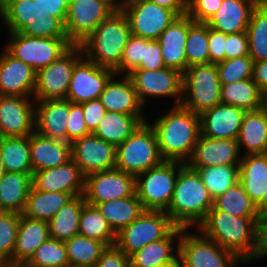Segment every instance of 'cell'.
Here are the masks:
<instances>
[{
    "mask_svg": "<svg viewBox=\"0 0 267 267\" xmlns=\"http://www.w3.org/2000/svg\"><path fill=\"white\" fill-rule=\"evenodd\" d=\"M259 222L267 221V191L261 202L256 206Z\"/></svg>",
    "mask_w": 267,
    "mask_h": 267,
    "instance_id": "obj_61",
    "label": "cell"
},
{
    "mask_svg": "<svg viewBox=\"0 0 267 267\" xmlns=\"http://www.w3.org/2000/svg\"><path fill=\"white\" fill-rule=\"evenodd\" d=\"M85 177L71 158L60 166L36 171L32 174V186L44 192H64L74 197L83 195Z\"/></svg>",
    "mask_w": 267,
    "mask_h": 267,
    "instance_id": "obj_21",
    "label": "cell"
},
{
    "mask_svg": "<svg viewBox=\"0 0 267 267\" xmlns=\"http://www.w3.org/2000/svg\"><path fill=\"white\" fill-rule=\"evenodd\" d=\"M182 229V227L176 226L165 238L151 242L133 253L129 257L130 267L174 264L178 260L179 238Z\"/></svg>",
    "mask_w": 267,
    "mask_h": 267,
    "instance_id": "obj_28",
    "label": "cell"
},
{
    "mask_svg": "<svg viewBox=\"0 0 267 267\" xmlns=\"http://www.w3.org/2000/svg\"><path fill=\"white\" fill-rule=\"evenodd\" d=\"M226 41V33L208 27L210 63H218L225 60Z\"/></svg>",
    "mask_w": 267,
    "mask_h": 267,
    "instance_id": "obj_54",
    "label": "cell"
},
{
    "mask_svg": "<svg viewBox=\"0 0 267 267\" xmlns=\"http://www.w3.org/2000/svg\"><path fill=\"white\" fill-rule=\"evenodd\" d=\"M255 7L253 0H223L221 7L206 24L227 35L246 32Z\"/></svg>",
    "mask_w": 267,
    "mask_h": 267,
    "instance_id": "obj_30",
    "label": "cell"
},
{
    "mask_svg": "<svg viewBox=\"0 0 267 267\" xmlns=\"http://www.w3.org/2000/svg\"><path fill=\"white\" fill-rule=\"evenodd\" d=\"M185 46L187 68L193 65L209 64L208 25L203 22H194L189 17Z\"/></svg>",
    "mask_w": 267,
    "mask_h": 267,
    "instance_id": "obj_45",
    "label": "cell"
},
{
    "mask_svg": "<svg viewBox=\"0 0 267 267\" xmlns=\"http://www.w3.org/2000/svg\"><path fill=\"white\" fill-rule=\"evenodd\" d=\"M175 227L165 211L145 210L116 233L115 245L130 257L147 244L165 238Z\"/></svg>",
    "mask_w": 267,
    "mask_h": 267,
    "instance_id": "obj_11",
    "label": "cell"
},
{
    "mask_svg": "<svg viewBox=\"0 0 267 267\" xmlns=\"http://www.w3.org/2000/svg\"><path fill=\"white\" fill-rule=\"evenodd\" d=\"M28 267H56L51 265H27Z\"/></svg>",
    "mask_w": 267,
    "mask_h": 267,
    "instance_id": "obj_68",
    "label": "cell"
},
{
    "mask_svg": "<svg viewBox=\"0 0 267 267\" xmlns=\"http://www.w3.org/2000/svg\"><path fill=\"white\" fill-rule=\"evenodd\" d=\"M127 76L145 107L151 104L150 100H160V98H163L162 101L171 99V106L180 105L182 100L180 71L169 67L158 70L134 69Z\"/></svg>",
    "mask_w": 267,
    "mask_h": 267,
    "instance_id": "obj_12",
    "label": "cell"
},
{
    "mask_svg": "<svg viewBox=\"0 0 267 267\" xmlns=\"http://www.w3.org/2000/svg\"><path fill=\"white\" fill-rule=\"evenodd\" d=\"M35 131L33 97L0 96V136L24 137Z\"/></svg>",
    "mask_w": 267,
    "mask_h": 267,
    "instance_id": "obj_19",
    "label": "cell"
},
{
    "mask_svg": "<svg viewBox=\"0 0 267 267\" xmlns=\"http://www.w3.org/2000/svg\"><path fill=\"white\" fill-rule=\"evenodd\" d=\"M144 46H147V39L131 35L124 47L121 63L114 70L115 74L128 75L136 69L143 59Z\"/></svg>",
    "mask_w": 267,
    "mask_h": 267,
    "instance_id": "obj_49",
    "label": "cell"
},
{
    "mask_svg": "<svg viewBox=\"0 0 267 267\" xmlns=\"http://www.w3.org/2000/svg\"><path fill=\"white\" fill-rule=\"evenodd\" d=\"M241 156L237 140L211 139L200 135L186 164L194 170L197 167L239 165Z\"/></svg>",
    "mask_w": 267,
    "mask_h": 267,
    "instance_id": "obj_23",
    "label": "cell"
},
{
    "mask_svg": "<svg viewBox=\"0 0 267 267\" xmlns=\"http://www.w3.org/2000/svg\"><path fill=\"white\" fill-rule=\"evenodd\" d=\"M148 117H135L123 113L107 111L99 121L94 135L117 147L123 143Z\"/></svg>",
    "mask_w": 267,
    "mask_h": 267,
    "instance_id": "obj_34",
    "label": "cell"
},
{
    "mask_svg": "<svg viewBox=\"0 0 267 267\" xmlns=\"http://www.w3.org/2000/svg\"><path fill=\"white\" fill-rule=\"evenodd\" d=\"M114 74V70L97 66L83 55L74 66L66 99L77 104L99 99Z\"/></svg>",
    "mask_w": 267,
    "mask_h": 267,
    "instance_id": "obj_17",
    "label": "cell"
},
{
    "mask_svg": "<svg viewBox=\"0 0 267 267\" xmlns=\"http://www.w3.org/2000/svg\"><path fill=\"white\" fill-rule=\"evenodd\" d=\"M120 6L121 0H70L64 24L69 42L80 45Z\"/></svg>",
    "mask_w": 267,
    "mask_h": 267,
    "instance_id": "obj_13",
    "label": "cell"
},
{
    "mask_svg": "<svg viewBox=\"0 0 267 267\" xmlns=\"http://www.w3.org/2000/svg\"><path fill=\"white\" fill-rule=\"evenodd\" d=\"M237 141L242 156L267 153V113L263 108L244 114Z\"/></svg>",
    "mask_w": 267,
    "mask_h": 267,
    "instance_id": "obj_31",
    "label": "cell"
},
{
    "mask_svg": "<svg viewBox=\"0 0 267 267\" xmlns=\"http://www.w3.org/2000/svg\"><path fill=\"white\" fill-rule=\"evenodd\" d=\"M249 56L254 62L267 60V7L256 6L246 30Z\"/></svg>",
    "mask_w": 267,
    "mask_h": 267,
    "instance_id": "obj_44",
    "label": "cell"
},
{
    "mask_svg": "<svg viewBox=\"0 0 267 267\" xmlns=\"http://www.w3.org/2000/svg\"><path fill=\"white\" fill-rule=\"evenodd\" d=\"M69 100L35 101V131L43 136L67 142Z\"/></svg>",
    "mask_w": 267,
    "mask_h": 267,
    "instance_id": "obj_25",
    "label": "cell"
},
{
    "mask_svg": "<svg viewBox=\"0 0 267 267\" xmlns=\"http://www.w3.org/2000/svg\"><path fill=\"white\" fill-rule=\"evenodd\" d=\"M188 29L189 16H179L157 39L165 66L181 73L187 69L185 45Z\"/></svg>",
    "mask_w": 267,
    "mask_h": 267,
    "instance_id": "obj_27",
    "label": "cell"
},
{
    "mask_svg": "<svg viewBox=\"0 0 267 267\" xmlns=\"http://www.w3.org/2000/svg\"><path fill=\"white\" fill-rule=\"evenodd\" d=\"M5 173H6V170H5L3 159L1 156V152H0V179L4 176Z\"/></svg>",
    "mask_w": 267,
    "mask_h": 267,
    "instance_id": "obj_62",
    "label": "cell"
},
{
    "mask_svg": "<svg viewBox=\"0 0 267 267\" xmlns=\"http://www.w3.org/2000/svg\"><path fill=\"white\" fill-rule=\"evenodd\" d=\"M197 229L231 251L246 266L253 265L258 252V217L233 216L212 207Z\"/></svg>",
    "mask_w": 267,
    "mask_h": 267,
    "instance_id": "obj_2",
    "label": "cell"
},
{
    "mask_svg": "<svg viewBox=\"0 0 267 267\" xmlns=\"http://www.w3.org/2000/svg\"><path fill=\"white\" fill-rule=\"evenodd\" d=\"M179 171V161L164 160L135 177L136 195L145 210L169 208Z\"/></svg>",
    "mask_w": 267,
    "mask_h": 267,
    "instance_id": "obj_9",
    "label": "cell"
},
{
    "mask_svg": "<svg viewBox=\"0 0 267 267\" xmlns=\"http://www.w3.org/2000/svg\"><path fill=\"white\" fill-rule=\"evenodd\" d=\"M255 6L267 7V0H253Z\"/></svg>",
    "mask_w": 267,
    "mask_h": 267,
    "instance_id": "obj_63",
    "label": "cell"
},
{
    "mask_svg": "<svg viewBox=\"0 0 267 267\" xmlns=\"http://www.w3.org/2000/svg\"><path fill=\"white\" fill-rule=\"evenodd\" d=\"M26 265L69 267V261L64 242L49 238L37 248Z\"/></svg>",
    "mask_w": 267,
    "mask_h": 267,
    "instance_id": "obj_47",
    "label": "cell"
},
{
    "mask_svg": "<svg viewBox=\"0 0 267 267\" xmlns=\"http://www.w3.org/2000/svg\"><path fill=\"white\" fill-rule=\"evenodd\" d=\"M65 123L67 124V142L70 144L91 133L86 126L81 104L69 101V117Z\"/></svg>",
    "mask_w": 267,
    "mask_h": 267,
    "instance_id": "obj_50",
    "label": "cell"
},
{
    "mask_svg": "<svg viewBox=\"0 0 267 267\" xmlns=\"http://www.w3.org/2000/svg\"><path fill=\"white\" fill-rule=\"evenodd\" d=\"M221 103V83L216 63L193 65L182 73L180 105L196 114Z\"/></svg>",
    "mask_w": 267,
    "mask_h": 267,
    "instance_id": "obj_8",
    "label": "cell"
},
{
    "mask_svg": "<svg viewBox=\"0 0 267 267\" xmlns=\"http://www.w3.org/2000/svg\"><path fill=\"white\" fill-rule=\"evenodd\" d=\"M249 55L248 36L246 32L227 35L225 60Z\"/></svg>",
    "mask_w": 267,
    "mask_h": 267,
    "instance_id": "obj_53",
    "label": "cell"
},
{
    "mask_svg": "<svg viewBox=\"0 0 267 267\" xmlns=\"http://www.w3.org/2000/svg\"><path fill=\"white\" fill-rule=\"evenodd\" d=\"M239 182L257 206L267 191V153L241 156Z\"/></svg>",
    "mask_w": 267,
    "mask_h": 267,
    "instance_id": "obj_32",
    "label": "cell"
},
{
    "mask_svg": "<svg viewBox=\"0 0 267 267\" xmlns=\"http://www.w3.org/2000/svg\"><path fill=\"white\" fill-rule=\"evenodd\" d=\"M6 267H28L26 264L8 263Z\"/></svg>",
    "mask_w": 267,
    "mask_h": 267,
    "instance_id": "obj_67",
    "label": "cell"
},
{
    "mask_svg": "<svg viewBox=\"0 0 267 267\" xmlns=\"http://www.w3.org/2000/svg\"><path fill=\"white\" fill-rule=\"evenodd\" d=\"M96 207L115 233L131 224L145 211L136 193L130 197L98 203Z\"/></svg>",
    "mask_w": 267,
    "mask_h": 267,
    "instance_id": "obj_37",
    "label": "cell"
},
{
    "mask_svg": "<svg viewBox=\"0 0 267 267\" xmlns=\"http://www.w3.org/2000/svg\"><path fill=\"white\" fill-rule=\"evenodd\" d=\"M69 267H95L107 246L80 234L64 241Z\"/></svg>",
    "mask_w": 267,
    "mask_h": 267,
    "instance_id": "obj_40",
    "label": "cell"
},
{
    "mask_svg": "<svg viewBox=\"0 0 267 267\" xmlns=\"http://www.w3.org/2000/svg\"><path fill=\"white\" fill-rule=\"evenodd\" d=\"M30 156L32 173L54 168L71 159V144L34 131L30 135Z\"/></svg>",
    "mask_w": 267,
    "mask_h": 267,
    "instance_id": "obj_26",
    "label": "cell"
},
{
    "mask_svg": "<svg viewBox=\"0 0 267 267\" xmlns=\"http://www.w3.org/2000/svg\"><path fill=\"white\" fill-rule=\"evenodd\" d=\"M38 1L48 16L58 18L65 24L70 0H34Z\"/></svg>",
    "mask_w": 267,
    "mask_h": 267,
    "instance_id": "obj_57",
    "label": "cell"
},
{
    "mask_svg": "<svg viewBox=\"0 0 267 267\" xmlns=\"http://www.w3.org/2000/svg\"><path fill=\"white\" fill-rule=\"evenodd\" d=\"M15 0H0V12L10 3Z\"/></svg>",
    "mask_w": 267,
    "mask_h": 267,
    "instance_id": "obj_64",
    "label": "cell"
},
{
    "mask_svg": "<svg viewBox=\"0 0 267 267\" xmlns=\"http://www.w3.org/2000/svg\"><path fill=\"white\" fill-rule=\"evenodd\" d=\"M131 35L128 18L118 8L80 46L88 60L97 66L115 70L121 63L124 47Z\"/></svg>",
    "mask_w": 267,
    "mask_h": 267,
    "instance_id": "obj_4",
    "label": "cell"
},
{
    "mask_svg": "<svg viewBox=\"0 0 267 267\" xmlns=\"http://www.w3.org/2000/svg\"><path fill=\"white\" fill-rule=\"evenodd\" d=\"M6 35L7 41L5 40L3 48L36 72L57 60L72 46L68 38L33 37L20 32Z\"/></svg>",
    "mask_w": 267,
    "mask_h": 267,
    "instance_id": "obj_10",
    "label": "cell"
},
{
    "mask_svg": "<svg viewBox=\"0 0 267 267\" xmlns=\"http://www.w3.org/2000/svg\"><path fill=\"white\" fill-rule=\"evenodd\" d=\"M6 33H21L42 38H67L64 24L48 16L38 1L15 0L0 12Z\"/></svg>",
    "mask_w": 267,
    "mask_h": 267,
    "instance_id": "obj_5",
    "label": "cell"
},
{
    "mask_svg": "<svg viewBox=\"0 0 267 267\" xmlns=\"http://www.w3.org/2000/svg\"><path fill=\"white\" fill-rule=\"evenodd\" d=\"M0 152L6 172L32 173L30 135L1 137Z\"/></svg>",
    "mask_w": 267,
    "mask_h": 267,
    "instance_id": "obj_39",
    "label": "cell"
},
{
    "mask_svg": "<svg viewBox=\"0 0 267 267\" xmlns=\"http://www.w3.org/2000/svg\"><path fill=\"white\" fill-rule=\"evenodd\" d=\"M120 8L126 14L134 36L157 40L178 16L151 0L121 1Z\"/></svg>",
    "mask_w": 267,
    "mask_h": 267,
    "instance_id": "obj_15",
    "label": "cell"
},
{
    "mask_svg": "<svg viewBox=\"0 0 267 267\" xmlns=\"http://www.w3.org/2000/svg\"><path fill=\"white\" fill-rule=\"evenodd\" d=\"M71 158L84 177L115 168L116 147L93 133L71 143Z\"/></svg>",
    "mask_w": 267,
    "mask_h": 267,
    "instance_id": "obj_18",
    "label": "cell"
},
{
    "mask_svg": "<svg viewBox=\"0 0 267 267\" xmlns=\"http://www.w3.org/2000/svg\"><path fill=\"white\" fill-rule=\"evenodd\" d=\"M161 52L158 40L147 39V46H144L143 59L136 69L158 70L166 67Z\"/></svg>",
    "mask_w": 267,
    "mask_h": 267,
    "instance_id": "obj_52",
    "label": "cell"
},
{
    "mask_svg": "<svg viewBox=\"0 0 267 267\" xmlns=\"http://www.w3.org/2000/svg\"><path fill=\"white\" fill-rule=\"evenodd\" d=\"M253 80L257 84L260 92L267 93V60L254 62Z\"/></svg>",
    "mask_w": 267,
    "mask_h": 267,
    "instance_id": "obj_58",
    "label": "cell"
},
{
    "mask_svg": "<svg viewBox=\"0 0 267 267\" xmlns=\"http://www.w3.org/2000/svg\"><path fill=\"white\" fill-rule=\"evenodd\" d=\"M95 267H130V259L116 245H113L102 252Z\"/></svg>",
    "mask_w": 267,
    "mask_h": 267,
    "instance_id": "obj_55",
    "label": "cell"
},
{
    "mask_svg": "<svg viewBox=\"0 0 267 267\" xmlns=\"http://www.w3.org/2000/svg\"><path fill=\"white\" fill-rule=\"evenodd\" d=\"M50 238L48 222L21 214L13 257L8 263L26 264L37 248Z\"/></svg>",
    "mask_w": 267,
    "mask_h": 267,
    "instance_id": "obj_29",
    "label": "cell"
},
{
    "mask_svg": "<svg viewBox=\"0 0 267 267\" xmlns=\"http://www.w3.org/2000/svg\"><path fill=\"white\" fill-rule=\"evenodd\" d=\"M213 207L233 216L258 217L256 205L251 201L239 181L213 199Z\"/></svg>",
    "mask_w": 267,
    "mask_h": 267,
    "instance_id": "obj_42",
    "label": "cell"
},
{
    "mask_svg": "<svg viewBox=\"0 0 267 267\" xmlns=\"http://www.w3.org/2000/svg\"><path fill=\"white\" fill-rule=\"evenodd\" d=\"M263 109L267 113V93L263 95Z\"/></svg>",
    "mask_w": 267,
    "mask_h": 267,
    "instance_id": "obj_66",
    "label": "cell"
},
{
    "mask_svg": "<svg viewBox=\"0 0 267 267\" xmlns=\"http://www.w3.org/2000/svg\"><path fill=\"white\" fill-rule=\"evenodd\" d=\"M195 170L213 199L239 181V165L197 167Z\"/></svg>",
    "mask_w": 267,
    "mask_h": 267,
    "instance_id": "obj_43",
    "label": "cell"
},
{
    "mask_svg": "<svg viewBox=\"0 0 267 267\" xmlns=\"http://www.w3.org/2000/svg\"><path fill=\"white\" fill-rule=\"evenodd\" d=\"M245 110L219 103L200 114L201 135L211 139L237 140Z\"/></svg>",
    "mask_w": 267,
    "mask_h": 267,
    "instance_id": "obj_24",
    "label": "cell"
},
{
    "mask_svg": "<svg viewBox=\"0 0 267 267\" xmlns=\"http://www.w3.org/2000/svg\"><path fill=\"white\" fill-rule=\"evenodd\" d=\"M264 258L267 260V221L259 222L258 252L254 261L261 262Z\"/></svg>",
    "mask_w": 267,
    "mask_h": 267,
    "instance_id": "obj_60",
    "label": "cell"
},
{
    "mask_svg": "<svg viewBox=\"0 0 267 267\" xmlns=\"http://www.w3.org/2000/svg\"><path fill=\"white\" fill-rule=\"evenodd\" d=\"M83 56L80 45H72L57 60L36 72L33 92L35 101L66 99L72 72L76 62Z\"/></svg>",
    "mask_w": 267,
    "mask_h": 267,
    "instance_id": "obj_14",
    "label": "cell"
},
{
    "mask_svg": "<svg viewBox=\"0 0 267 267\" xmlns=\"http://www.w3.org/2000/svg\"><path fill=\"white\" fill-rule=\"evenodd\" d=\"M216 65L221 85L253 78L254 61L249 55L227 59Z\"/></svg>",
    "mask_w": 267,
    "mask_h": 267,
    "instance_id": "obj_46",
    "label": "cell"
},
{
    "mask_svg": "<svg viewBox=\"0 0 267 267\" xmlns=\"http://www.w3.org/2000/svg\"><path fill=\"white\" fill-rule=\"evenodd\" d=\"M221 103L256 111L263 108V94L253 78L221 85Z\"/></svg>",
    "mask_w": 267,
    "mask_h": 267,
    "instance_id": "obj_38",
    "label": "cell"
},
{
    "mask_svg": "<svg viewBox=\"0 0 267 267\" xmlns=\"http://www.w3.org/2000/svg\"><path fill=\"white\" fill-rule=\"evenodd\" d=\"M163 161L156 134L148 122L142 123L116 147L115 168L134 177Z\"/></svg>",
    "mask_w": 267,
    "mask_h": 267,
    "instance_id": "obj_6",
    "label": "cell"
},
{
    "mask_svg": "<svg viewBox=\"0 0 267 267\" xmlns=\"http://www.w3.org/2000/svg\"><path fill=\"white\" fill-rule=\"evenodd\" d=\"M183 228L179 238L181 267H244L231 251L204 236L197 228Z\"/></svg>",
    "mask_w": 267,
    "mask_h": 267,
    "instance_id": "obj_7",
    "label": "cell"
},
{
    "mask_svg": "<svg viewBox=\"0 0 267 267\" xmlns=\"http://www.w3.org/2000/svg\"><path fill=\"white\" fill-rule=\"evenodd\" d=\"M81 105L86 126L88 130L93 133L97 128L99 121L105 116L107 111L99 99L90 100Z\"/></svg>",
    "mask_w": 267,
    "mask_h": 267,
    "instance_id": "obj_56",
    "label": "cell"
},
{
    "mask_svg": "<svg viewBox=\"0 0 267 267\" xmlns=\"http://www.w3.org/2000/svg\"><path fill=\"white\" fill-rule=\"evenodd\" d=\"M74 198L64 192H44L30 188L22 215L48 222L58 210Z\"/></svg>",
    "mask_w": 267,
    "mask_h": 267,
    "instance_id": "obj_35",
    "label": "cell"
},
{
    "mask_svg": "<svg viewBox=\"0 0 267 267\" xmlns=\"http://www.w3.org/2000/svg\"><path fill=\"white\" fill-rule=\"evenodd\" d=\"M33 173L6 172L0 179V211L22 214Z\"/></svg>",
    "mask_w": 267,
    "mask_h": 267,
    "instance_id": "obj_33",
    "label": "cell"
},
{
    "mask_svg": "<svg viewBox=\"0 0 267 267\" xmlns=\"http://www.w3.org/2000/svg\"><path fill=\"white\" fill-rule=\"evenodd\" d=\"M154 267H181V264H180L179 259H178L174 264L158 265V266H154Z\"/></svg>",
    "mask_w": 267,
    "mask_h": 267,
    "instance_id": "obj_65",
    "label": "cell"
},
{
    "mask_svg": "<svg viewBox=\"0 0 267 267\" xmlns=\"http://www.w3.org/2000/svg\"><path fill=\"white\" fill-rule=\"evenodd\" d=\"M155 4L172 10L178 17L187 15L188 0H151Z\"/></svg>",
    "mask_w": 267,
    "mask_h": 267,
    "instance_id": "obj_59",
    "label": "cell"
},
{
    "mask_svg": "<svg viewBox=\"0 0 267 267\" xmlns=\"http://www.w3.org/2000/svg\"><path fill=\"white\" fill-rule=\"evenodd\" d=\"M0 96L32 97L36 85V71L0 49Z\"/></svg>",
    "mask_w": 267,
    "mask_h": 267,
    "instance_id": "obj_22",
    "label": "cell"
},
{
    "mask_svg": "<svg viewBox=\"0 0 267 267\" xmlns=\"http://www.w3.org/2000/svg\"><path fill=\"white\" fill-rule=\"evenodd\" d=\"M166 110L147 122L156 134L162 158L186 163L201 135L200 115L181 105H169Z\"/></svg>",
    "mask_w": 267,
    "mask_h": 267,
    "instance_id": "obj_1",
    "label": "cell"
},
{
    "mask_svg": "<svg viewBox=\"0 0 267 267\" xmlns=\"http://www.w3.org/2000/svg\"><path fill=\"white\" fill-rule=\"evenodd\" d=\"M213 207V198L196 170L180 162L173 196L165 211L182 228H197Z\"/></svg>",
    "mask_w": 267,
    "mask_h": 267,
    "instance_id": "obj_3",
    "label": "cell"
},
{
    "mask_svg": "<svg viewBox=\"0 0 267 267\" xmlns=\"http://www.w3.org/2000/svg\"><path fill=\"white\" fill-rule=\"evenodd\" d=\"M135 193V177L116 168L85 177L83 196L86 203L92 206L113 199L130 197Z\"/></svg>",
    "mask_w": 267,
    "mask_h": 267,
    "instance_id": "obj_16",
    "label": "cell"
},
{
    "mask_svg": "<svg viewBox=\"0 0 267 267\" xmlns=\"http://www.w3.org/2000/svg\"><path fill=\"white\" fill-rule=\"evenodd\" d=\"M99 100L106 111L123 113L135 117H150L146 114L148 112L146 110L150 111V108L148 109L147 107L146 109L142 104L127 75L114 74L105 85Z\"/></svg>",
    "mask_w": 267,
    "mask_h": 267,
    "instance_id": "obj_20",
    "label": "cell"
},
{
    "mask_svg": "<svg viewBox=\"0 0 267 267\" xmlns=\"http://www.w3.org/2000/svg\"><path fill=\"white\" fill-rule=\"evenodd\" d=\"M223 0H188L187 15L194 22L206 23L221 7Z\"/></svg>",
    "mask_w": 267,
    "mask_h": 267,
    "instance_id": "obj_51",
    "label": "cell"
},
{
    "mask_svg": "<svg viewBox=\"0 0 267 267\" xmlns=\"http://www.w3.org/2000/svg\"><path fill=\"white\" fill-rule=\"evenodd\" d=\"M79 234L103 242L107 247L116 243V233L96 206L85 204L79 222Z\"/></svg>",
    "mask_w": 267,
    "mask_h": 267,
    "instance_id": "obj_41",
    "label": "cell"
},
{
    "mask_svg": "<svg viewBox=\"0 0 267 267\" xmlns=\"http://www.w3.org/2000/svg\"><path fill=\"white\" fill-rule=\"evenodd\" d=\"M20 216L18 213L0 211V259L7 262L13 257Z\"/></svg>",
    "mask_w": 267,
    "mask_h": 267,
    "instance_id": "obj_48",
    "label": "cell"
},
{
    "mask_svg": "<svg viewBox=\"0 0 267 267\" xmlns=\"http://www.w3.org/2000/svg\"><path fill=\"white\" fill-rule=\"evenodd\" d=\"M85 204L84 196L80 195L62 206L48 221L50 238L64 242L78 235L80 216Z\"/></svg>",
    "mask_w": 267,
    "mask_h": 267,
    "instance_id": "obj_36",
    "label": "cell"
},
{
    "mask_svg": "<svg viewBox=\"0 0 267 267\" xmlns=\"http://www.w3.org/2000/svg\"><path fill=\"white\" fill-rule=\"evenodd\" d=\"M8 264L7 261L3 260V259H0V267H6Z\"/></svg>",
    "mask_w": 267,
    "mask_h": 267,
    "instance_id": "obj_69",
    "label": "cell"
}]
</instances>
